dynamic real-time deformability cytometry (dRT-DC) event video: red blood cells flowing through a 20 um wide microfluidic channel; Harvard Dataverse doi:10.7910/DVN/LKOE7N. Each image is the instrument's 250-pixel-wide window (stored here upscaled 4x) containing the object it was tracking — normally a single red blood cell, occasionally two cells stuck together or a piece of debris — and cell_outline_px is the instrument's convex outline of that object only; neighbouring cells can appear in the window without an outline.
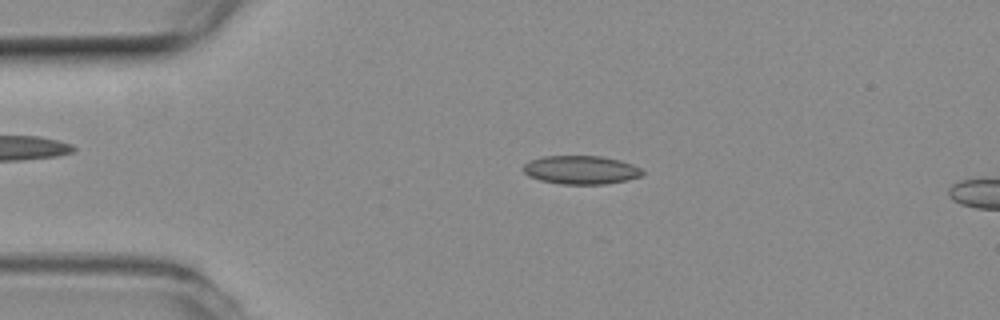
{"species": "common noctule bat (a hibernating species)", "species_latin": "Nyctalus noctula", "temperature_condition": "room temperature", "stored_images_in_passage": 15, "camera_frame_rate_fps": 3000, "um_per_image_px": 0.085, "animal": {"sex": "female", "body_mass_g": 19.3, "forearm_length_mm": 54.1}, "frame": {"image": 1, "passage_image": 11, "time_ms": 3.333, "image_size_px": [1000, 320], "cell_outline_px": [[644, 172], [640, 176], [628, 180], [604, 184], [560, 184], [540, 180], [528, 176], [524, 172], [524, 164], [532, 160], [544, 156], [600, 156], [620, 160], [632, 164], [640, 168]], "centroid_in_image_um": [49.39, 14.44], "position_along_channel_um": 35.6, "area_um2": 19.71}}